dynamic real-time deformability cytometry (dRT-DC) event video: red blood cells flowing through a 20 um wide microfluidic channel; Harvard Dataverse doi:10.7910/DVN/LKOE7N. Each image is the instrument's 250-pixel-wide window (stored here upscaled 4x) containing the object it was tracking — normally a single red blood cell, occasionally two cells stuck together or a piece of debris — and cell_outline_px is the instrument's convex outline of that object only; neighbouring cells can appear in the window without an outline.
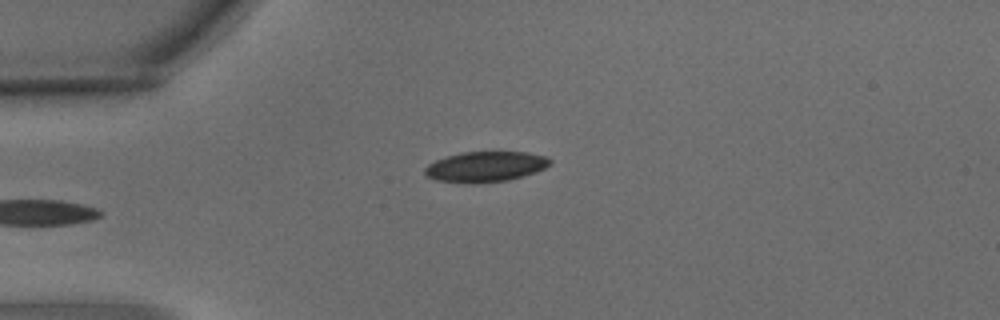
{"species": "common noctule bat (a hibernating species)", "species_latin": "Nyctalus noctula", "temperature_condition": "warm", "stored_images_in_passage": 4, "camera_frame_rate_fps": 3000, "um_per_image_px": 0.085, "animal": {"sex": "male", "body_mass_g": 15.6}, "frame": {"image": 1, "passage_image": 4, "time_ms": 1.0, "image_size_px": [1000, 320], "cell_outline_px": [[552, 164], [536, 172], [508, 180], [472, 184], [436, 180], [424, 176], [424, 168], [428, 164], [436, 160], [460, 152], [528, 152], [548, 156], [552, 160]], "centroid_in_image_um": [41.27, 14.17], "position_along_channel_um": 43.7, "area_um2": 22.43}}